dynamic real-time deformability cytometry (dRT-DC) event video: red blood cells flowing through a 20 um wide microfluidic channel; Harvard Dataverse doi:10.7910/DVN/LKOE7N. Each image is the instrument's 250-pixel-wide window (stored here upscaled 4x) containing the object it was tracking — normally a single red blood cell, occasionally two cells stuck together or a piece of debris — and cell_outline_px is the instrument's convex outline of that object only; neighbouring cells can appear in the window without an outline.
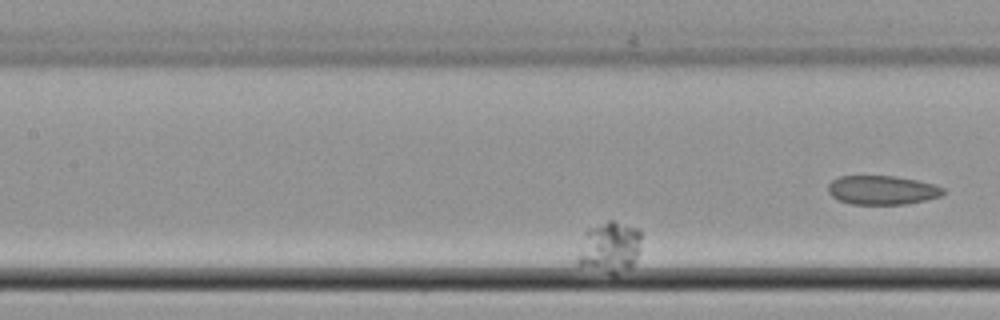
{"species": "common noctule bat (a hibernating species)", "species_latin": "Nyctalus noctula", "temperature_condition": "cold", "stored_images_in_passage": 36, "camera_frame_rate_fps": 3000, "um_per_image_px": 0.085, "animal": {"sex": "female", "body_mass_g": 22.7, "forearm_length_mm": 54.2}, "frame": {"image": 1, "passage_image": 6, "time_ms": 1.667, "image_size_px": [1000, 320], "cell_outline_px": [[640, 248], [632, 264], [628, 268], [616, 276], [612, 276], [576, 264], [576, 260], [584, 232], [588, 228], [608, 220], [612, 220], [640, 228]], "centroid_in_image_um": [51.79, 21.03], "position_along_channel_um": 155.6, "area_um2": 19.36}}
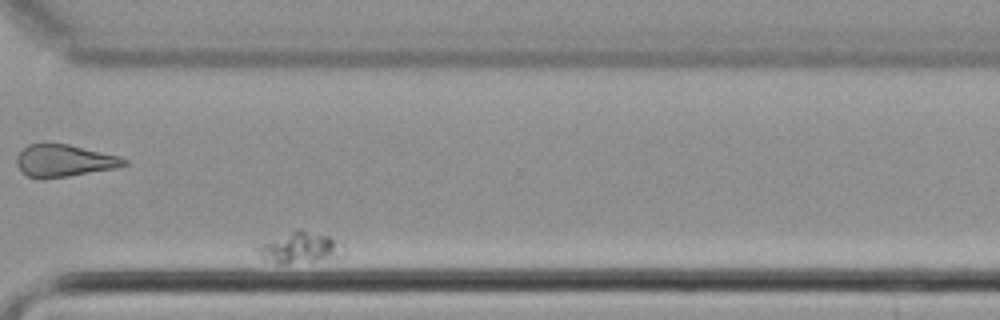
{"frame": {"image": 2, "passage_image": 26, "time_ms": 8.333, "image_size_px": [1000, 320], "cell_outline_px": [[344, 256], [316, 260], [284, 264], [276, 264], [260, 256], [252, 248], [260, 244], [296, 228], [300, 228], [328, 236], [344, 244]], "centroid_in_image_um": [25.48, 21.04], "position_along_channel_um": 345.1, "area_um2": 15.78}}